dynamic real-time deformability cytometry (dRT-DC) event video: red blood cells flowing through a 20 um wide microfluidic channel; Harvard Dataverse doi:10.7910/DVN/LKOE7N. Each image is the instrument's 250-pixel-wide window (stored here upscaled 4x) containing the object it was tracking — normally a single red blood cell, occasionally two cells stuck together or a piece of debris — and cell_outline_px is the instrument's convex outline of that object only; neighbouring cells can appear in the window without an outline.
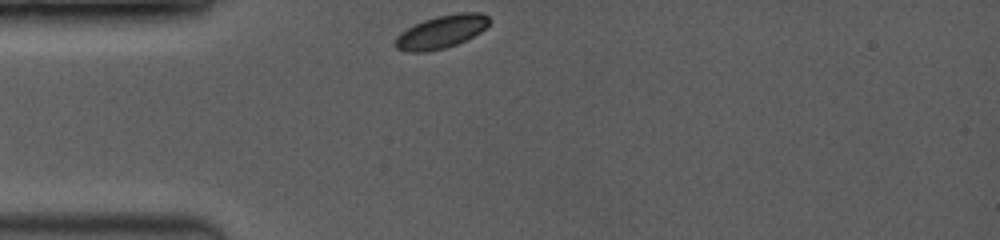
{"species": "common noctule bat (a hibernating species)", "species_latin": "Nyctalus noctula", "temperature_condition": "room temperature", "stored_images_in_passage": 5, "camera_frame_rate_fps": 3500, "um_per_image_px": 0.085, "animal": {"sex": "female", "body_mass_g": 19.0, "forearm_length_mm": 53.3}, "frame": {"image": 1, "passage_image": 1, "time_ms": 0.0, "image_size_px": [1000, 240], "cell_outline_px": [[488, 24], [480, 32], [456, 44], [444, 48], [428, 52], [408, 52], [396, 48], [392, 44], [392, 40], [400, 32], [424, 20], [436, 16], [460, 12], [480, 12], [488, 16]], "centroid_in_image_um": [37.44, 2.71], "position_along_channel_um": 47.6, "area_um2": 18.03}}
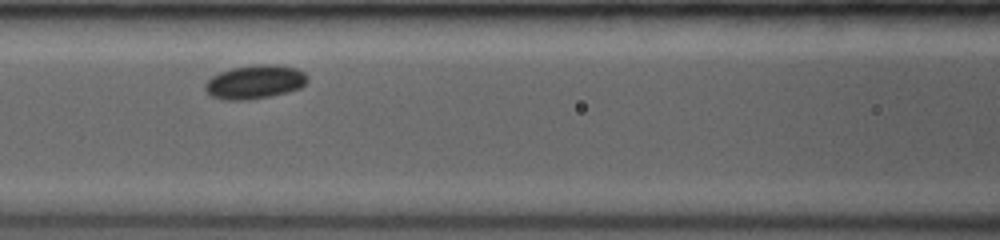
{"frame": {"image": 2, "passage_image": 4, "time_ms": 2.857, "image_size_px": [1000, 240], "cell_outline_px": [[308, 80], [300, 88], [288, 92], [248, 100], [224, 100], [212, 96], [204, 88], [204, 84], [212, 76], [220, 72], [232, 68], [256, 64], [276, 64], [296, 68], [304, 72], [308, 76]], "centroid_in_image_um": [21.67, 6.96], "position_along_channel_um": 144.9, "area_um2": 20.17}}
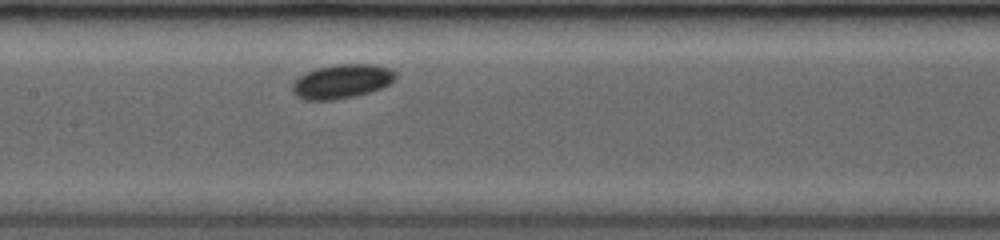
{"frame": {"image": 3, "passage_image": 5, "time_ms": 3.714, "image_size_px": [1000, 240], "cell_outline_px": [[396, 76], [388, 84], [380, 88], [368, 92], [336, 100], [304, 100], [296, 96], [292, 92], [292, 84], [300, 76], [316, 68], [336, 64], [372, 64], [392, 68], [396, 72]], "centroid_in_image_um": [29.04, 6.91], "position_along_channel_um": 178.4, "area_um2": 20.4}}